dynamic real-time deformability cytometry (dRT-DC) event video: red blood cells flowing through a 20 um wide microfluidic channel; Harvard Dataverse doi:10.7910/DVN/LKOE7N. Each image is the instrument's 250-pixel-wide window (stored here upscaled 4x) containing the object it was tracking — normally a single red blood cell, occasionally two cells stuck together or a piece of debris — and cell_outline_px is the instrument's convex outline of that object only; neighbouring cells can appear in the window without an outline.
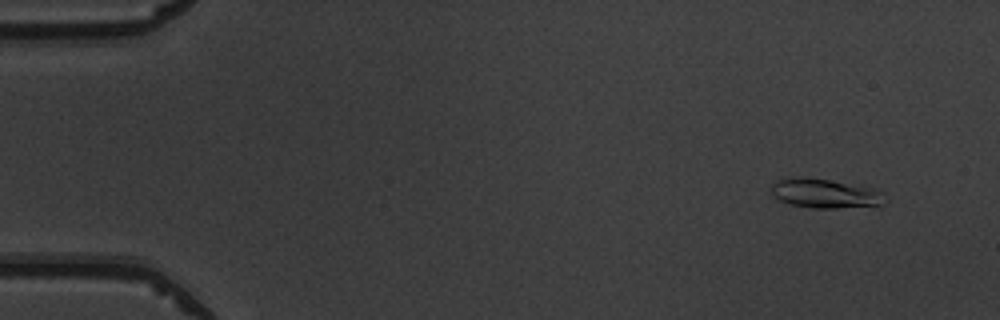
{"species": "common noctule bat (a hibernating species)", "species_latin": "Nyctalus noctula", "temperature_condition": "warm", "stored_images_in_passage": 50, "camera_frame_rate_fps": 3000, "um_per_image_px": 0.085, "animal": {"sex": "male", "body_mass_g": 19.5, "forearm_length_mm": 54.6}, "frame": {"image": 1, "passage_image": 4, "time_ms": 1.0, "image_size_px": [1000, 320], "cell_outline_px": [[888, 200], [884, 204], [836, 208], [812, 208], [792, 204], [780, 200], [772, 192], [772, 184], [776, 180], [828, 180], [860, 184], [876, 188], [884, 192]], "centroid_in_image_um": [70.31, 16.47], "position_along_channel_um": 14.7, "area_um2": 18.84}}
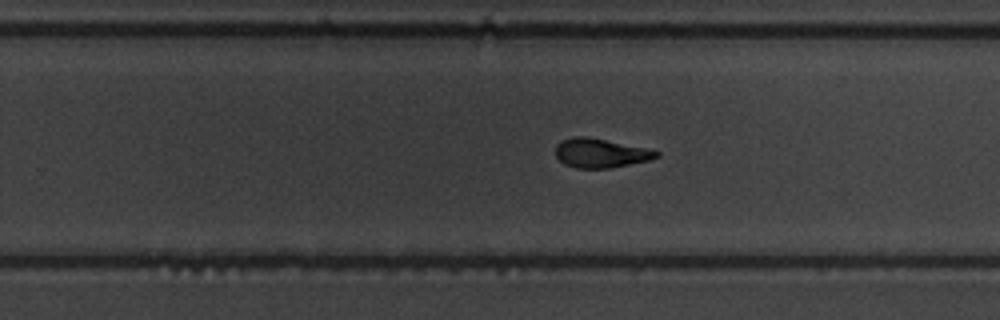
{"frame": {"image": 2, "passage_image": 33, "time_ms": 10.667, "image_size_px": [1000, 320], "cell_outline_px": [[660, 156], [648, 160], [608, 168], [576, 168], [564, 164], [556, 156], [556, 144], [560, 140], [572, 136], [588, 136], [652, 148], [660, 152]], "centroid_in_image_um": [51.06, 12.98], "position_along_channel_um": 278.7, "area_um2": 17.46}}
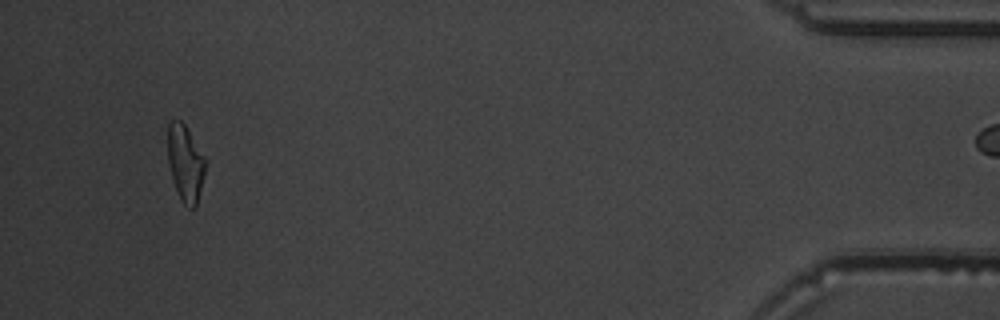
{"frame": {"image": 3, "passage_image": 49, "time_ms": 16.0, "image_size_px": [1000, 320], "cell_outline_px": [[204, 172], [196, 208], [188, 208], [184, 204], [172, 180], [168, 164], [168, 124], [172, 120], [180, 120], [184, 124], [204, 156]], "centroid_in_image_um": [15.73, 13.87], "position_along_channel_um": 419.5, "area_um2": 16.36}}